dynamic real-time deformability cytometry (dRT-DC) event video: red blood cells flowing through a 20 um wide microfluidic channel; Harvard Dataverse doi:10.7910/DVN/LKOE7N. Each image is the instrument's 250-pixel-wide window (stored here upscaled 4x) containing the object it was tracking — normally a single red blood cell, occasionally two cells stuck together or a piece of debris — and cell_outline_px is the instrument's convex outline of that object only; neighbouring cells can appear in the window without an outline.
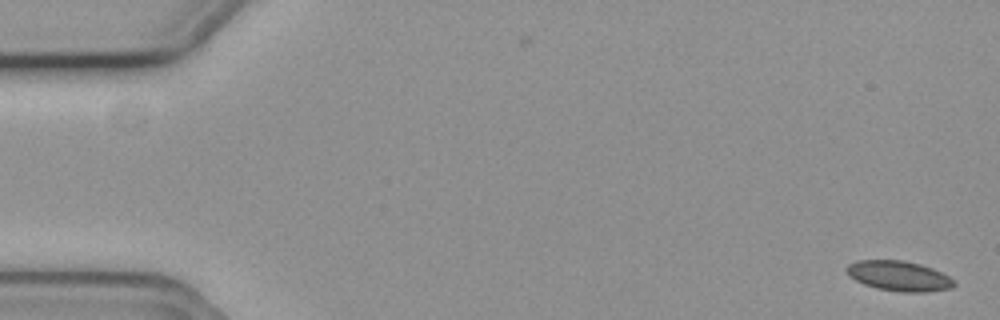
{"species": "common noctule bat (a hibernating species)", "species_latin": "Nyctalus noctula", "temperature_condition": "cold", "stored_images_in_passage": 56, "segment_of_instrument_passage": [1, 2], "camera_frame_rate_fps": 3000, "um_per_image_px": 0.085, "animal": {"sex": "female", "body_mass_g": 19.3, "forearm_length_mm": 54.1}, "frame": {"image": 1, "passage_image": 1, "time_ms": 0.0, "image_size_px": [1000, 320], "cell_outline_px": [[956, 284], [952, 288], [924, 292], [900, 292], [876, 288], [864, 284], [856, 280], [844, 268], [848, 264], [856, 260], [904, 260], [920, 264], [932, 268], [956, 280]], "centroid_in_image_um": [76.43, 23.45], "position_along_channel_um": 8.6, "area_um2": 18.84}}
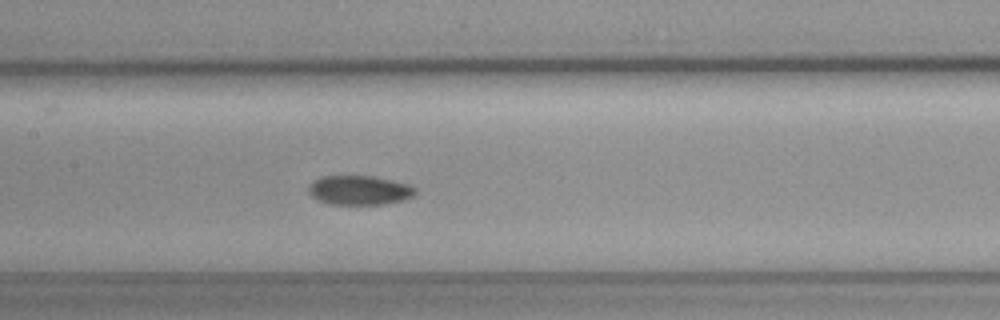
{"frame": {"image": 2, "passage_image": 27, "time_ms": 8.667, "image_size_px": [1000, 320], "cell_outline_px": [[416, 192], [412, 196], [400, 200], [384, 204], [328, 204], [316, 200], [308, 192], [308, 188], [312, 180], [320, 176], [372, 176], [412, 184], [416, 188]], "centroid_in_image_um": [30.52, 16.16], "position_along_channel_um": 176.9, "area_um2": 18.38}}
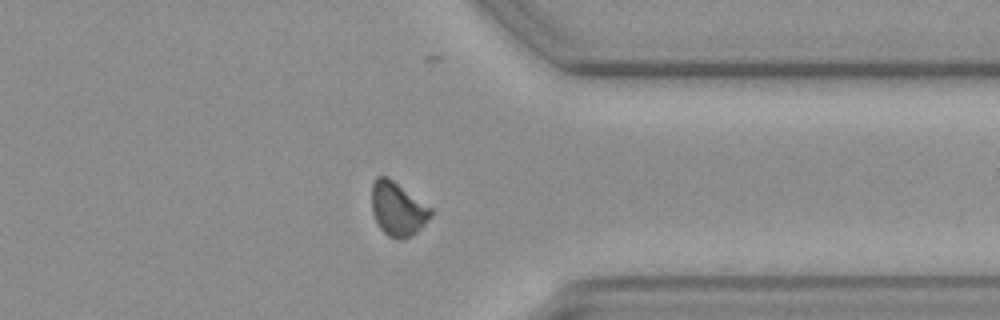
{"frame": {"image": 3, "passage_image": 44, "time_ms": 14.333, "image_size_px": [1000, 320], "cell_outline_px": [[432, 216], [416, 232], [404, 240], [388, 236], [380, 228], [372, 212], [372, 184], [376, 176], [388, 176], [432, 208]], "centroid_in_image_um": [33.8, 17.74], "position_along_channel_um": 377.6, "area_um2": 18.5}}